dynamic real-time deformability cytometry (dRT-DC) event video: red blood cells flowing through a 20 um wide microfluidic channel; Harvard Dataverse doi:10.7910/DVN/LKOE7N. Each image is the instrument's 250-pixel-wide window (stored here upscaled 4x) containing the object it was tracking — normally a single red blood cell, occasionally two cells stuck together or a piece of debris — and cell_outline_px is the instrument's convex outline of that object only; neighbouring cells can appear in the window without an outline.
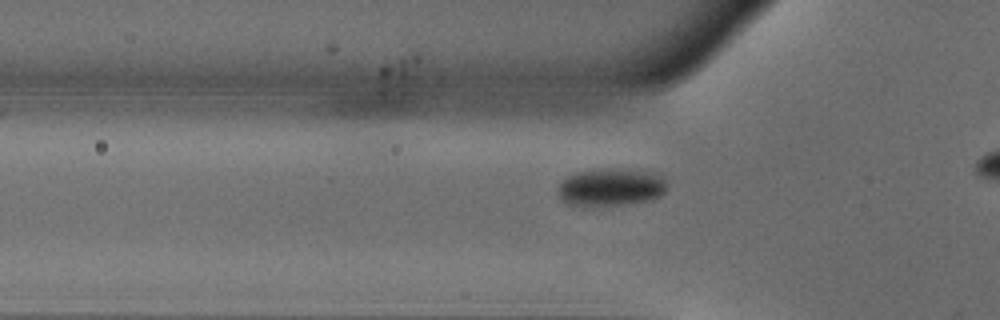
{"species": "common noctule bat (a hibernating species)", "species_latin": "Nyctalus noctula", "temperature_condition": "warm", "stored_images_in_passage": 33, "camera_frame_rate_fps": 3000, "um_per_image_px": 0.085, "animal": {"sex": "male", "body_mass_g": 18.8}, "frame": {"image": 1, "passage_image": 7, "time_ms": 2.0, "image_size_px": [1000, 320], "cell_outline_px": [[668, 184], [664, 192], [660, 196], [648, 200], [592, 208], [584, 208], [568, 204], [560, 196], [556, 188], [568, 176], [576, 172], [592, 168], [620, 168], [652, 172], [664, 176]], "centroid_in_image_um": [51.9, 15.91], "position_along_channel_um": 73.9, "area_um2": 24.62}}
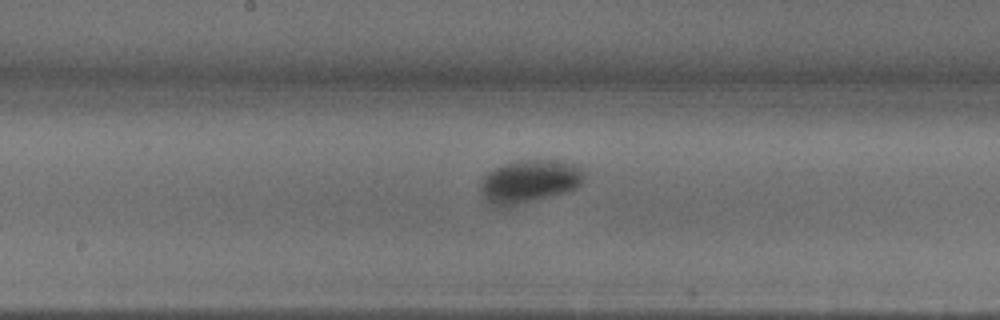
{"frame": {"image": 2, "passage_image": 17, "time_ms": 5.333, "image_size_px": [1000, 320], "cell_outline_px": [[584, 176], [580, 184], [576, 188], [568, 192], [532, 200], [512, 204], [492, 204], [484, 196], [480, 188], [480, 180], [488, 172], [504, 164], [520, 160], [556, 160], [576, 164], [584, 172]], "centroid_in_image_um": [45.04, 15.37], "position_along_channel_um": 203.2, "area_um2": 25.26}}
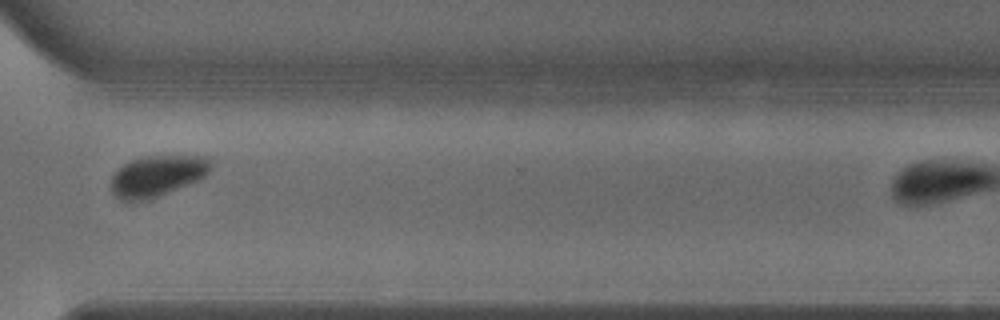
{"frame": {"image": 3, "passage_image": 29, "time_ms": 9.333, "image_size_px": [1000, 320], "cell_outline_px": [[212, 168], [204, 176], [196, 180], [168, 192], [148, 200], [120, 200], [112, 192], [112, 176], [124, 164], [140, 156], [176, 152], [208, 156], [212, 160]], "centroid_in_image_um": [13.44, 14.86], "position_along_channel_um": 357.2, "area_um2": 24.51}}